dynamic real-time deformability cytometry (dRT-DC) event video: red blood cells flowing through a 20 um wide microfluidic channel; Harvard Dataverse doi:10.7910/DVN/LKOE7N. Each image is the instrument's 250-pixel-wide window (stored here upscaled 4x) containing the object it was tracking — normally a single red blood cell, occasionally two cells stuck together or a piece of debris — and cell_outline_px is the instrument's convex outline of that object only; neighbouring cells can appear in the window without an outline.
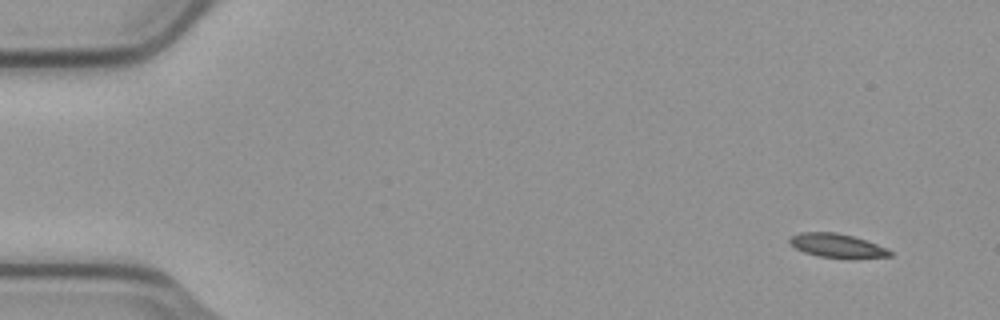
{"species": "common noctule bat (a hibernating species)", "species_latin": "Nyctalus noctula", "temperature_condition": "cold", "stored_images_in_passage": 4, "camera_frame_rate_fps": 3000, "um_per_image_px": 0.085, "animal": {"sex": "male", "body_mass_g": 23.1, "forearm_length_mm": 52.7}, "frame": {"image": 1, "passage_image": 1, "time_ms": 0.0, "image_size_px": [1000, 320], "cell_outline_px": [[892, 256], [820, 256], [804, 252], [796, 248], [788, 240], [792, 236], [800, 232], [836, 232], [852, 236], [876, 244], [892, 252]], "centroid_in_image_um": [71.06, 20.83], "position_along_channel_um": 13.9, "area_um2": 13.01}}
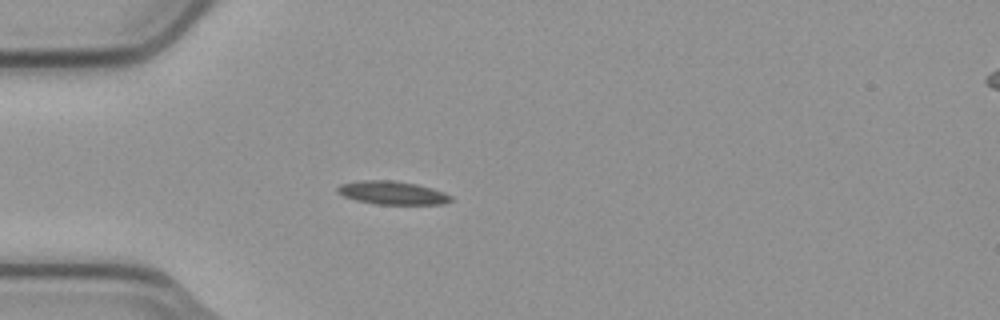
{"frame": {"image": 2, "passage_image": 4, "time_ms": 1.0, "image_size_px": [1000, 320], "cell_outline_px": [[452, 200], [444, 204], [376, 204], [356, 200], [344, 196], [336, 192], [336, 188], [340, 184], [360, 180], [392, 180], [416, 184], [432, 188], [444, 192], [452, 196]], "centroid_in_image_um": [33.34, 16.38], "position_along_channel_um": 51.7, "area_um2": 15.43}}